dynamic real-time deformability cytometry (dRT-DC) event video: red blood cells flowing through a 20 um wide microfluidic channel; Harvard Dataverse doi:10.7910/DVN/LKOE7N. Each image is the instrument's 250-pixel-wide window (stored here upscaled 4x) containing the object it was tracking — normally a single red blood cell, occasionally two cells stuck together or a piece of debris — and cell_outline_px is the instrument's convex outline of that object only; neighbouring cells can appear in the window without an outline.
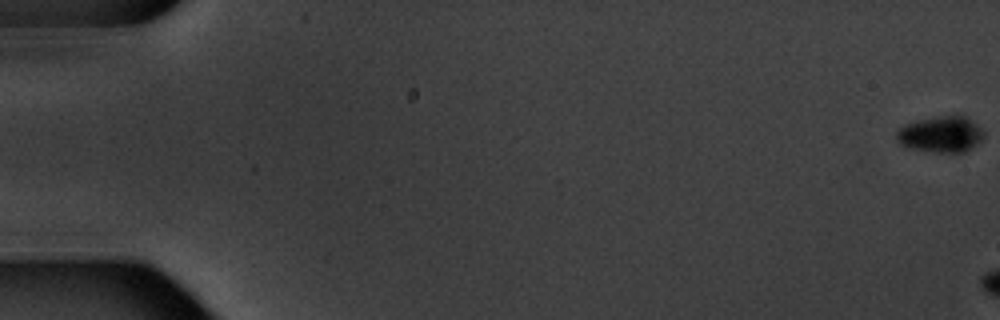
{"species": "common noctule bat (a hibernating species)", "species_latin": "Nyctalus noctula", "temperature_condition": "warm", "stored_images_in_passage": 3, "camera_frame_rate_fps": 3000, "um_per_image_px": 0.085, "animal": {"sex": "male", "body_mass_g": 20.1, "forearm_length_mm": 53.5}, "frame": {"image": 1, "passage_image": 1, "time_ms": 0.0, "image_size_px": [1000, 320], "cell_outline_px": [[984, 136], [976, 144], [964, 152], [932, 152], [908, 148], [900, 144], [896, 140], [896, 132], [904, 124], [916, 120], [944, 116], [964, 116], [976, 124], [984, 132]], "centroid_in_image_um": [79.92, 11.43], "position_along_channel_um": 5.1, "area_um2": 18.21}}